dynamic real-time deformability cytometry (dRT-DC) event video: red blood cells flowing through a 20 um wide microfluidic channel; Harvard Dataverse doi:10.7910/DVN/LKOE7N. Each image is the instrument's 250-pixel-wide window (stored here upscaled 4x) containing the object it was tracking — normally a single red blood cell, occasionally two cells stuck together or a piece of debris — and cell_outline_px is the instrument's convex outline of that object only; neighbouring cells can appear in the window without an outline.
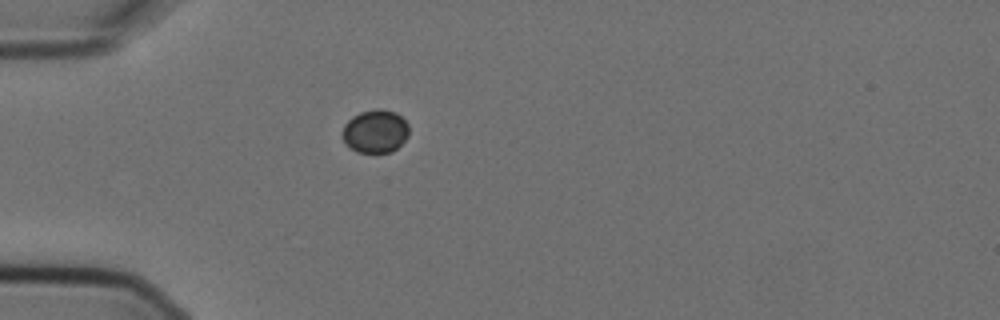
{"species": "Egyptian fruit bat (a non-hibernating species)", "species_latin": "Rousettus aegyptiacus", "temperature_condition": "cold", "stored_images_in_passage": 3, "camera_frame_rate_fps": 3000, "um_per_image_px": 0.085, "animal": {"sex": "female"}, "frame": {"image": 1, "passage_image": 3, "time_ms": 0.667, "image_size_px": [1000, 320], "cell_outline_px": [[408, 136], [392, 152], [356, 152], [340, 136], [340, 132], [344, 124], [352, 116], [360, 112], [376, 108], [380, 108], [396, 112], [408, 124]], "centroid_in_image_um": [31.87, 11.14], "position_along_channel_um": 53.1, "area_um2": 16.82}}